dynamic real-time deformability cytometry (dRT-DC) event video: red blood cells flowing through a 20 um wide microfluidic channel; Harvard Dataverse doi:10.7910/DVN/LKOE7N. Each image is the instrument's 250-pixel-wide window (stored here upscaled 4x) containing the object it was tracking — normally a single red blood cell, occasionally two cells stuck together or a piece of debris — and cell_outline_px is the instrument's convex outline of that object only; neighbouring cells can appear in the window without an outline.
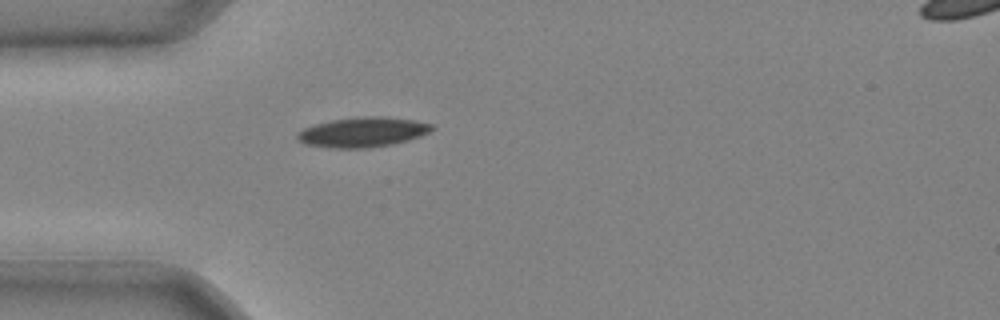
{"species": "common noctule bat (a hibernating species)", "species_latin": "Nyctalus noctula", "temperature_condition": "cold", "stored_images_in_passage": 28, "camera_frame_rate_fps": 3000, "um_per_image_px": 0.085, "animal": {"sex": "male", "body_mass_g": 20.4}, "frame": {"image": 1, "passage_image": 1, "time_ms": 0.0, "image_size_px": [1000, 320], "cell_outline_px": [[436, 128], [420, 136], [408, 140], [392, 144], [368, 148], [328, 148], [304, 144], [296, 136], [304, 128], [316, 124], [332, 120], [356, 116], [380, 116], [412, 120], [432, 124]], "centroid_in_image_um": [30.84, 11.23], "position_along_channel_um": 54.2, "area_um2": 23.35}}
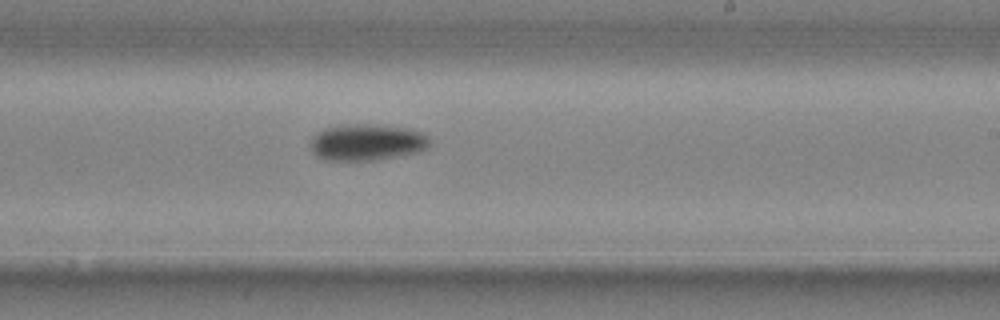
{"frame": {"image": 2, "passage_image": 15, "time_ms": 4.667, "image_size_px": [1000, 320], "cell_outline_px": [[428, 144], [420, 152], [376, 160], [324, 160], [316, 156], [312, 152], [312, 136], [316, 132], [324, 128], [340, 124], [372, 124], [412, 128], [424, 132], [428, 136]], "centroid_in_image_um": [31.18, 12.08], "position_along_channel_um": 257.8, "area_um2": 25.66}}
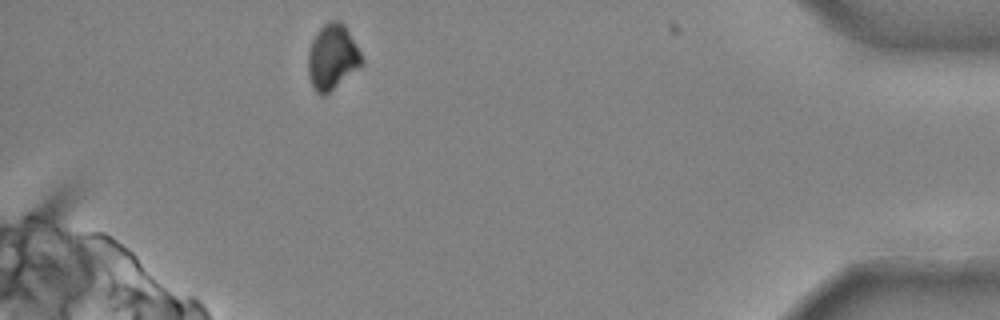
{"frame": {"image": 3, "passage_image": 28, "time_ms": 9.0, "image_size_px": [1000, 320], "cell_outline_px": [[364, 64], [324, 96], [320, 96], [312, 88], [308, 72], [308, 52], [312, 40], [320, 28], [328, 20], [340, 20], [344, 24], [360, 52], [364, 60]], "centroid_in_image_um": [28.24, 4.86], "position_along_channel_um": 407.0, "area_um2": 20.46}}